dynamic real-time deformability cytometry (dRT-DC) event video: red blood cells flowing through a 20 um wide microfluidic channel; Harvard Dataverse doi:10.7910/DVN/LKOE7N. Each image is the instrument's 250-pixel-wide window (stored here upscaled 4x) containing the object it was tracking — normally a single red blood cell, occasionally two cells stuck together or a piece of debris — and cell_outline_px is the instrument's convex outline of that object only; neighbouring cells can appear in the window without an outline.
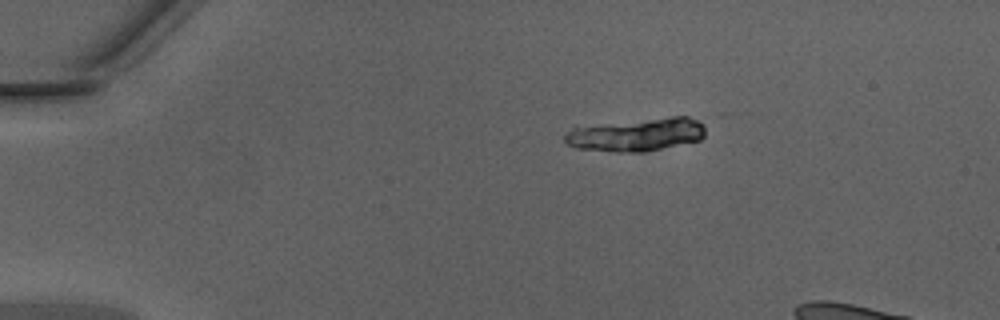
{"species": "Egyptian fruit bat (a non-hibernating species)", "species_latin": "Rousettus aegyptiacus", "temperature_condition": "warm", "stored_images_in_passage": 37, "camera_frame_rate_fps": 3000, "um_per_image_px": 0.085, "animal": {"sex": "male"}, "frame": {"image": 1, "passage_image": 1, "time_ms": 0.0, "image_size_px": [1000, 320], "cell_outline_px": [[704, 136], [700, 140], [644, 152], [616, 152], [576, 148], [568, 144], [564, 140], [564, 136], [572, 124], [672, 116], [688, 116], [704, 124]], "centroid_in_image_um": [53.98, 11.4], "position_along_channel_um": 31.0, "area_um2": 28.21}}
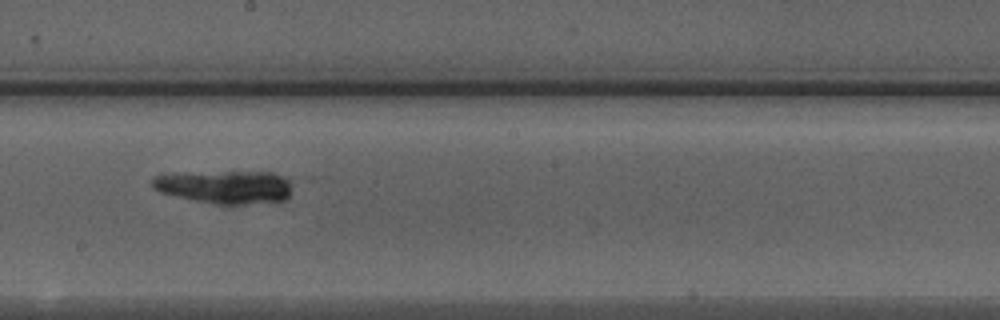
{"frame": {"image": 2, "passage_image": 20, "time_ms": 6.333, "image_size_px": [1000, 320], "cell_outline_px": [[288, 200], [244, 204], [216, 204], [196, 200], [160, 192], [152, 188], [152, 180], [156, 176], [224, 172], [272, 172], [288, 180]], "centroid_in_image_um": [19.16, 15.91], "position_along_channel_um": 229.0, "area_um2": 26.01}}
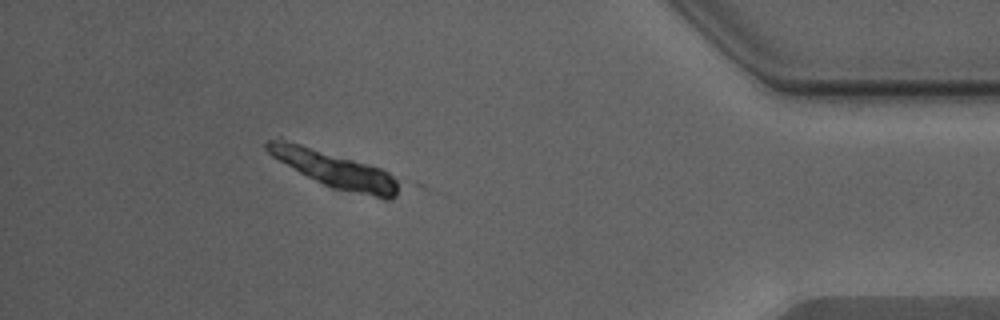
{"frame": {"image": 3, "passage_image": 35, "time_ms": 11.333, "image_size_px": [1000, 320], "cell_outline_px": [[396, 196], [388, 200], [384, 200], [332, 188], [300, 172], [272, 156], [264, 148], [264, 144], [268, 140], [280, 136], [384, 168], [396, 180]], "centroid_in_image_um": [28.39, 14.34], "position_along_channel_um": 406.8, "area_um2": 28.32}}